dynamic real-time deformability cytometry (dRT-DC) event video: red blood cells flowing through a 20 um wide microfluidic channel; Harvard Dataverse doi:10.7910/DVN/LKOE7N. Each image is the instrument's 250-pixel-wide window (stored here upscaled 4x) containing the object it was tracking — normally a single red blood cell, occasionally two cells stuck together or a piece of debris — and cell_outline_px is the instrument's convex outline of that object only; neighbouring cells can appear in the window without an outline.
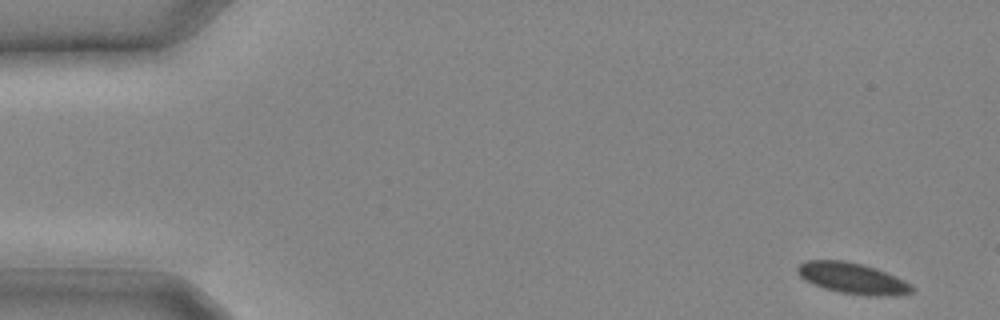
{"species": "common noctule bat (a hibernating species)", "species_latin": "Nyctalus noctula", "temperature_condition": "cold", "stored_images_in_passage": 5, "camera_frame_rate_fps": 3000, "um_per_image_px": 0.085, "animal": {"sex": "male", "body_mass_g": 20.4}, "frame": {"image": 1, "passage_image": 1, "time_ms": 0.0, "image_size_px": [1000, 320], "cell_outline_px": [[916, 288], [912, 292], [872, 296], [868, 296], [840, 292], [824, 288], [812, 284], [804, 280], [796, 272], [796, 268], [804, 260], [844, 260], [876, 268], [896, 276], [904, 280]], "centroid_in_image_um": [72.4, 23.64], "position_along_channel_um": 12.6, "area_um2": 20.52}}